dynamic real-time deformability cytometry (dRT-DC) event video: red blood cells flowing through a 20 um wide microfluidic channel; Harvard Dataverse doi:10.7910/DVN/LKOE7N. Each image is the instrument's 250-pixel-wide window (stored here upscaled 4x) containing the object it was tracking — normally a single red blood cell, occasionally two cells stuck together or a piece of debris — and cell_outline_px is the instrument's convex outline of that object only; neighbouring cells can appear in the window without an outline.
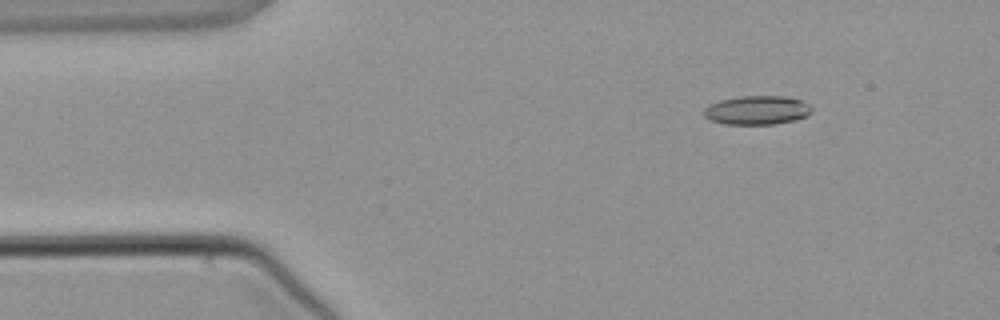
{"species": "common noctule bat (a hibernating species)", "species_latin": "Nyctalus noctula", "temperature_condition": "warm", "stored_images_in_passage": 4, "camera_frame_rate_fps": 3000, "um_per_image_px": 0.085, "animal": {"sex": "male", "body_mass_g": 21.5, "forearm_length_mm": 52.0}, "frame": {"image": 1, "passage_image": 2, "time_ms": 1.333, "image_size_px": [1000, 320], "cell_outline_px": [[812, 112], [808, 116], [796, 120], [772, 124], [724, 124], [708, 120], [704, 116], [704, 108], [708, 104], [720, 100], [740, 96], [784, 96], [804, 100], [812, 108]], "centroid_in_image_um": [64.35, 9.36], "position_along_channel_um": 20.6, "area_um2": 18.44}}
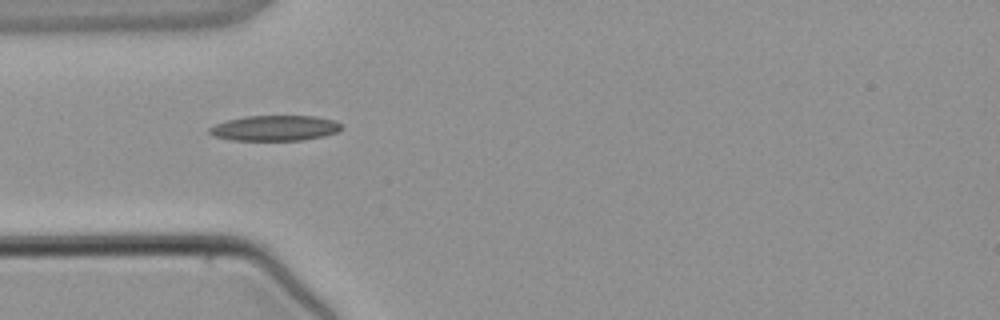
{"frame": {"image": 2, "passage_image": 4, "time_ms": 3.667, "image_size_px": [1000, 320], "cell_outline_px": [[344, 128], [340, 132], [324, 136], [304, 140], [228, 140], [212, 136], [208, 132], [208, 128], [216, 124], [228, 120], [244, 116], [312, 116], [332, 120], [340, 124]], "centroid_in_image_um": [23.35, 10.9], "position_along_channel_um": 61.6, "area_um2": 19.65}}